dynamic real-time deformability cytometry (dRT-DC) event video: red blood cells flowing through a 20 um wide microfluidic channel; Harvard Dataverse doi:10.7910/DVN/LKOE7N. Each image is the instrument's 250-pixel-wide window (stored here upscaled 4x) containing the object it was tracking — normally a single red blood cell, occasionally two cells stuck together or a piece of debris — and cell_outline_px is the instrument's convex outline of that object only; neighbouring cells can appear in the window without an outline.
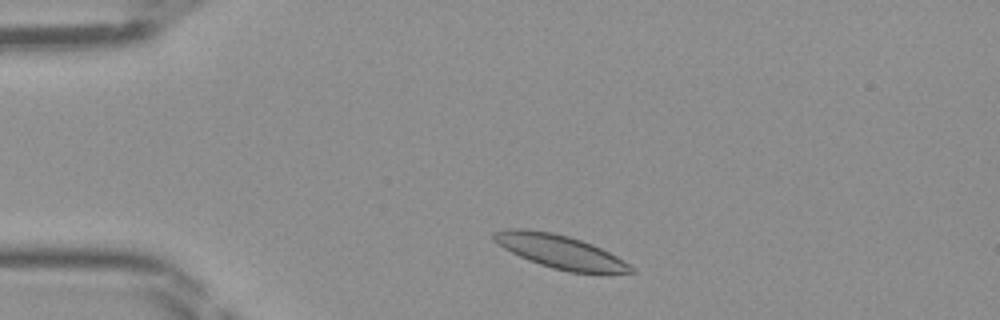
{"species": "Egyptian fruit bat (a non-hibernating species)", "species_latin": "Rousettus aegyptiacus", "temperature_condition": "room temperature", "stored_images_in_passage": 34, "camera_frame_rate_fps": 3000, "um_per_image_px": 0.085, "frame": {"image": 1, "passage_image": 3, "time_ms": 0.667, "image_size_px": [1000, 320], "cell_outline_px": [[636, 272], [568, 272], [552, 268], [528, 260], [504, 248], [492, 240], [492, 232], [504, 228], [524, 228], [552, 232], [568, 236], [592, 244], [616, 256], [628, 264]], "centroid_in_image_um": [47.5, 21.35], "position_along_channel_um": 37.5, "area_um2": 26.36}}
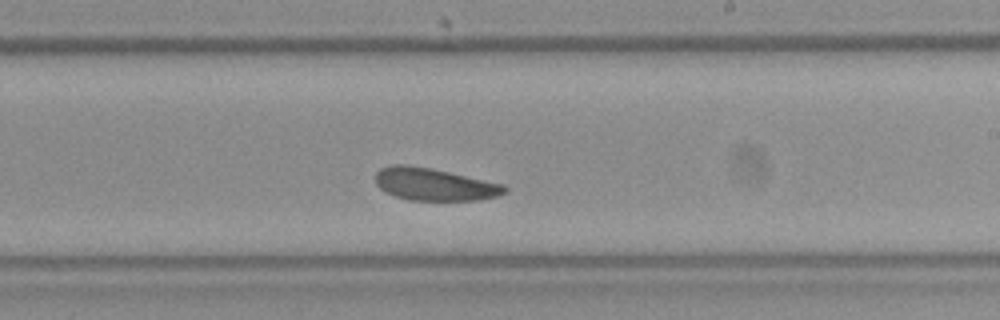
{"frame": {"image": 2, "passage_image": 21, "time_ms": 6.667, "image_size_px": [1000, 320], "cell_outline_px": [[508, 192], [496, 196], [480, 200], [408, 200], [396, 196], [380, 188], [376, 184], [376, 172], [380, 168], [392, 164], [408, 164], [432, 168], [504, 184], [508, 188]], "centroid_in_image_um": [36.93, 15.66], "position_along_channel_um": 252.1, "area_um2": 24.51}}
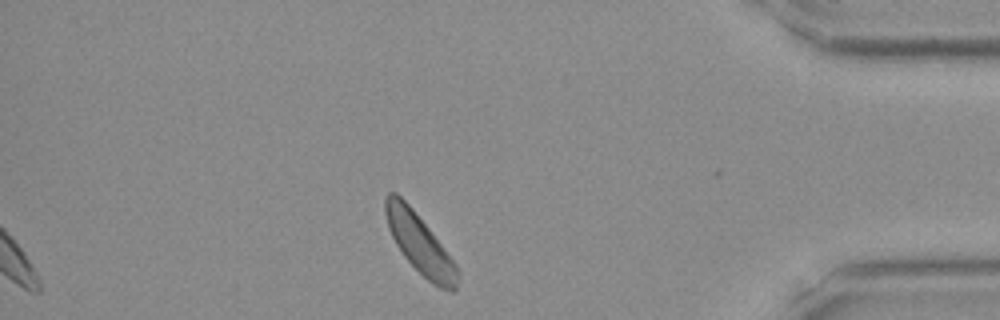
{"frame": {"image": 3, "passage_image": 34, "time_ms": 11.0, "image_size_px": [1000, 320], "cell_outline_px": [[460, 280], [456, 292], [452, 292], [440, 288], [432, 284], [404, 256], [396, 244], [388, 228], [384, 212], [384, 196], [388, 192], [396, 192], [412, 208], [432, 232], [456, 264], [460, 272]], "centroid_in_image_um": [35.7, 20.74], "position_along_channel_um": 399.5, "area_um2": 25.09}}